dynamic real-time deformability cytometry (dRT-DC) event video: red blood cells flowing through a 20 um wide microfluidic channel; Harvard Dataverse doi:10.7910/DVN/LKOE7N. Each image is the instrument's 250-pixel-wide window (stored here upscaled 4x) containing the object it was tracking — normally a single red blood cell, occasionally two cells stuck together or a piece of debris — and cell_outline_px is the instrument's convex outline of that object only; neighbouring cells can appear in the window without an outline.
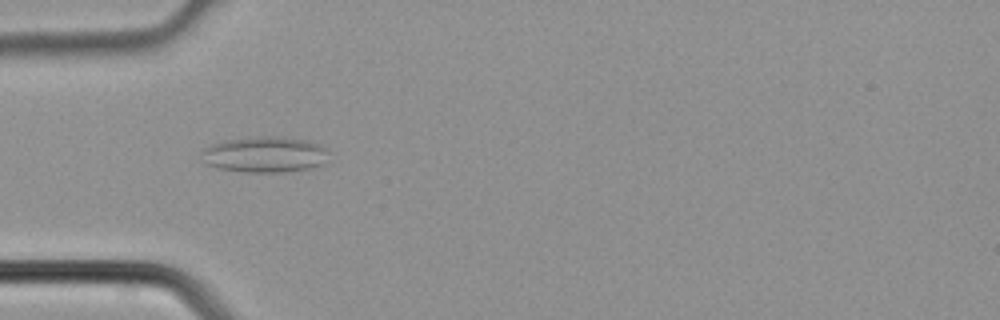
{"species": "common noctule bat (a hibernating species)", "species_latin": "Nyctalus noctula", "temperature_condition": "cold", "stored_images_in_passage": 3, "camera_frame_rate_fps": 3000, "um_per_image_px": 0.085, "animal": {"sex": "male", "body_mass_g": 21.5, "forearm_length_mm": 52.0}, "frame": {"image": 1, "passage_image": 2, "time_ms": 0.333, "image_size_px": [1000, 320], "cell_outline_px": [[328, 148], [324, 164], [312, 168], [288, 172], [244, 172], [216, 168], [204, 164], [200, 152], [204, 148], [212, 144], [224, 140], [256, 136], [276, 136], [304, 140], [320, 144]], "centroid_in_image_um": [22.48, 13.14], "position_along_channel_um": 62.5, "area_um2": 26.99}}